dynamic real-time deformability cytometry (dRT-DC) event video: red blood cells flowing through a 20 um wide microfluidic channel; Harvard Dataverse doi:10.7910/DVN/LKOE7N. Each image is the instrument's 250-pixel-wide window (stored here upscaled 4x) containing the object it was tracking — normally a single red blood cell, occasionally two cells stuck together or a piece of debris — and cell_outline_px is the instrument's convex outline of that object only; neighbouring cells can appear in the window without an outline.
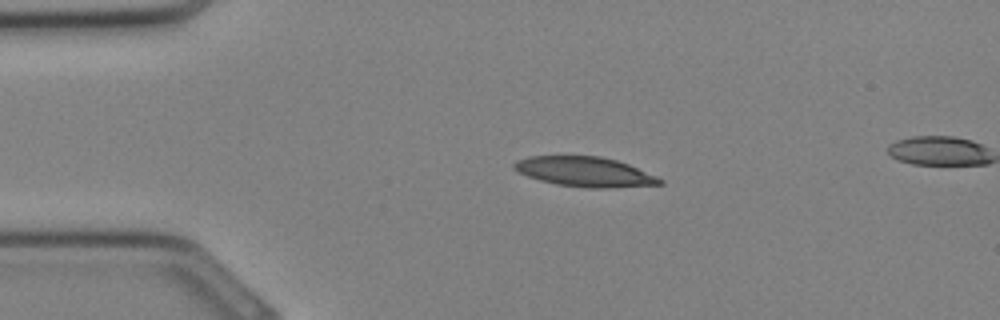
{"species": "Egyptian fruit bat (a non-hibernating species)", "species_latin": "Rousettus aegyptiacus", "temperature_condition": "cold", "stored_images_in_passage": 9, "camera_frame_rate_fps": 3000, "um_per_image_px": 0.085, "animal": {"sex": "female"}, "frame": {"image": 1, "passage_image": 6, "time_ms": 1.667, "image_size_px": [1000, 320], "cell_outline_px": [[664, 184], [612, 188], [584, 188], [556, 184], [540, 180], [528, 176], [512, 168], [512, 164], [516, 160], [528, 156], [600, 156], [616, 160], [628, 164], [656, 176], [664, 180]], "centroid_in_image_um": [49.71, 14.61], "position_along_channel_um": 35.3, "area_um2": 25.37}}